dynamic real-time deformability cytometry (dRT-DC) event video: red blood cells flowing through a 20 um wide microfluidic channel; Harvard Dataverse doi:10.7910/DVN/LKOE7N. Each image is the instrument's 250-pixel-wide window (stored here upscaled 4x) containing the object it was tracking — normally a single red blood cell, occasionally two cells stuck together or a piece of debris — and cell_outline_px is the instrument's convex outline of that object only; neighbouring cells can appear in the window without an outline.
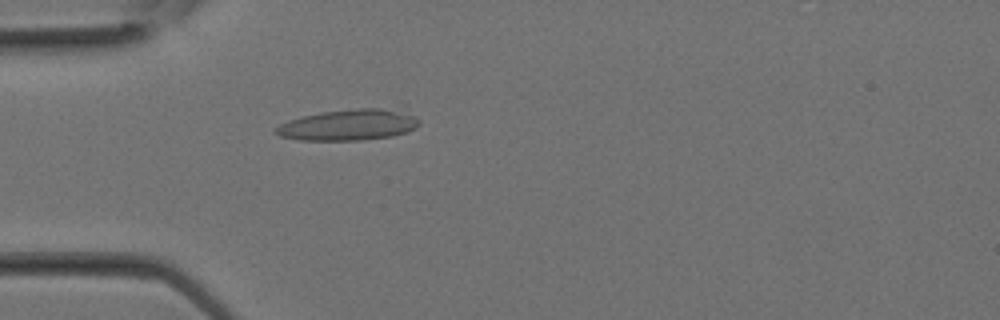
{"species": "Egyptian fruit bat (a non-hibernating species)", "species_latin": "Rousettus aegyptiacus", "temperature_condition": "room temperature", "stored_images_in_passage": 17, "camera_frame_rate_fps": 3000, "um_per_image_px": 0.085, "animal": {"sex": "female"}, "frame": {"image": 1, "passage_image": 9, "time_ms": 2.667, "image_size_px": [1000, 320], "cell_outline_px": [[420, 124], [416, 128], [408, 132], [392, 136], [360, 140], [300, 140], [280, 136], [272, 132], [280, 124], [288, 120], [320, 112], [356, 108], [404, 104], [408, 104], [420, 120]], "centroid_in_image_um": [29.88, 10.54], "position_along_channel_um": 55.1, "area_um2": 27.57}}
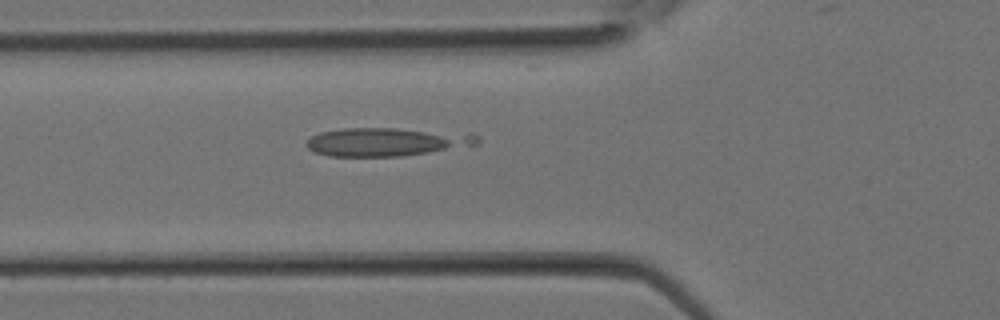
{"frame": {"image": 2, "passage_image": 11, "time_ms": 3.333, "image_size_px": [1000, 320], "cell_outline_px": [[480, 144], [428, 152], [400, 156], [328, 156], [316, 152], [308, 148], [304, 144], [312, 136], [320, 132], [344, 128], [396, 128], [472, 132], [480, 136]], "centroid_in_image_um": [32.94, 12.04], "position_along_channel_um": 92.9, "area_um2": 28.55}}